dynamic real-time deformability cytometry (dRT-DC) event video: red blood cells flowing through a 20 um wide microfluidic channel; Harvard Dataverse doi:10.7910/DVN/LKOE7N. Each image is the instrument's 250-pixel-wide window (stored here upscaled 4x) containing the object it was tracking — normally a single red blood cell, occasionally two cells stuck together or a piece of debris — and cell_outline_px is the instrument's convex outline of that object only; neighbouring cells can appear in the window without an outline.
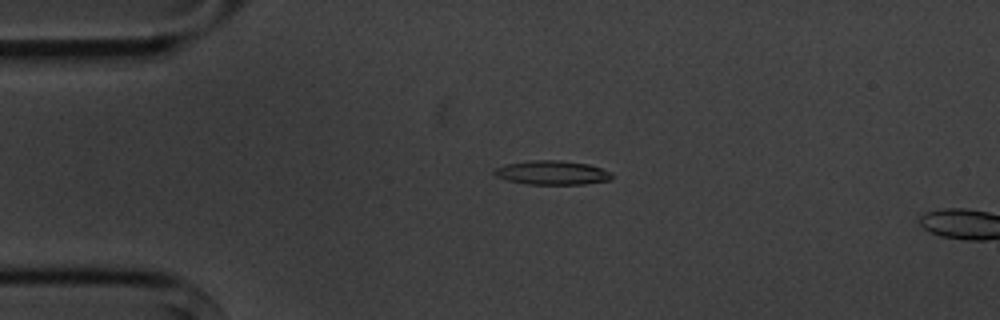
{"species": "common noctule bat (a hibernating species)", "species_latin": "Nyctalus noctula", "temperature_condition": "cold", "stored_images_in_passage": 5, "camera_frame_rate_fps": 3000, "um_per_image_px": 0.085, "animal": {"sex": "male", "body_mass_g": 20.1, "forearm_length_mm": 53.5}, "frame": {"image": 1, "passage_image": 3, "time_ms": 3.333, "image_size_px": [1000, 320], "cell_outline_px": [[612, 180], [584, 184], [528, 184], [508, 180], [496, 176], [492, 172], [496, 168], [508, 164], [528, 160], [560, 160], [588, 164], [612, 172]], "centroid_in_image_um": [46.96, 14.68], "position_along_channel_um": 38.0, "area_um2": 16.42}}